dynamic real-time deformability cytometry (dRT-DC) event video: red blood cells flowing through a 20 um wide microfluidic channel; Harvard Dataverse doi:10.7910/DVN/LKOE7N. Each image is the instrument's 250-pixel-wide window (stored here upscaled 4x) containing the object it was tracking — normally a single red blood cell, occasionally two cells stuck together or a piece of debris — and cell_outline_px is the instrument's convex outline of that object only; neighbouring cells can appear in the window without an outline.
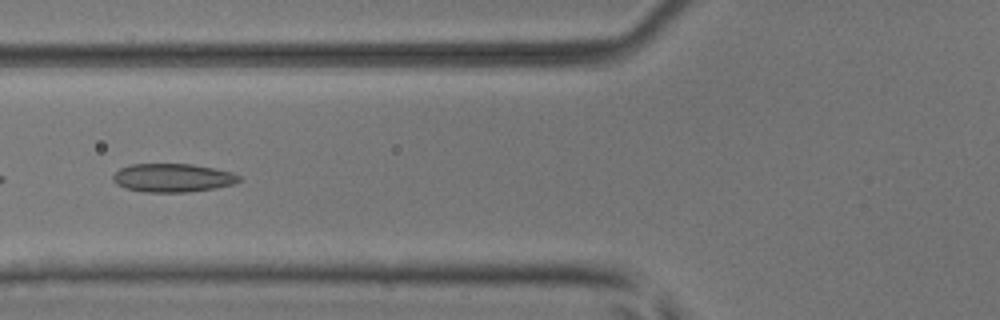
{"species": "common noctule bat (a hibernating species)", "species_latin": "Nyctalus noctula", "temperature_condition": "room temperature", "stored_images_in_passage": 16, "camera_frame_rate_fps": 3000, "um_per_image_px": 0.085, "animal": {"sex": "male", "body_mass_g": 17.9, "forearm_length_mm": 54.2}, "frame": {"image": 1, "passage_image": 10, "time_ms": 3.0, "image_size_px": [1000, 320], "cell_outline_px": [[240, 180], [232, 184], [212, 188], [188, 192], [144, 192], [124, 188], [116, 184], [112, 180], [112, 176], [120, 168], [132, 164], [192, 164], [232, 172], [240, 176]], "centroid_in_image_um": [14.63, 15.11], "position_along_channel_um": 111.2, "area_um2": 20.81}}